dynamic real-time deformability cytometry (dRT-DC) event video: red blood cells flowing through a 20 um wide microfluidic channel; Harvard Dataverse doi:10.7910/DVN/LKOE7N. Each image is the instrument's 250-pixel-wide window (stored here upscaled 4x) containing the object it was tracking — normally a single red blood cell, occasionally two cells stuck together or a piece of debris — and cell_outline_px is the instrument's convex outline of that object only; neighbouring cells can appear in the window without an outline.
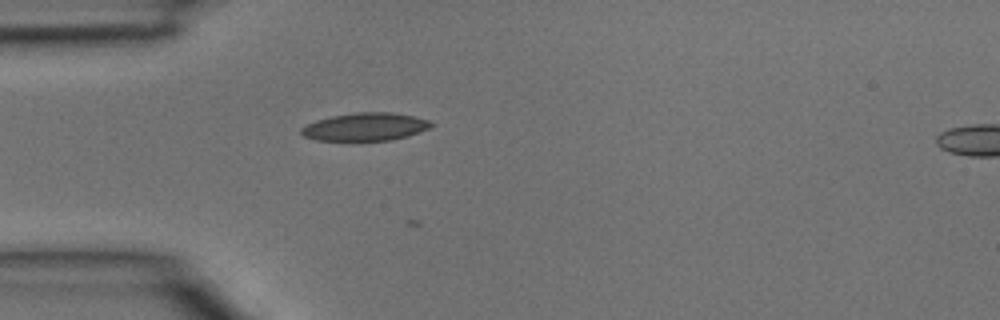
{"species": "common noctule bat (a hibernating species)", "species_latin": "Nyctalus noctula", "temperature_condition": "room temperature", "stored_images_in_passage": 14, "camera_frame_rate_fps": 3000, "um_per_image_px": 0.085, "animal": {"sex": "male", "body_mass_g": 15.6}, "frame": {"image": 1, "passage_image": 3, "time_ms": 0.667, "image_size_px": [1000, 320], "cell_outline_px": [[432, 124], [428, 128], [420, 132], [408, 136], [392, 140], [316, 140], [304, 136], [300, 132], [300, 128], [316, 120], [332, 116], [356, 112], [392, 112], [412, 116], [428, 120]], "centroid_in_image_um": [31.03, 10.77], "position_along_channel_um": 54.0, "area_um2": 20.92}}
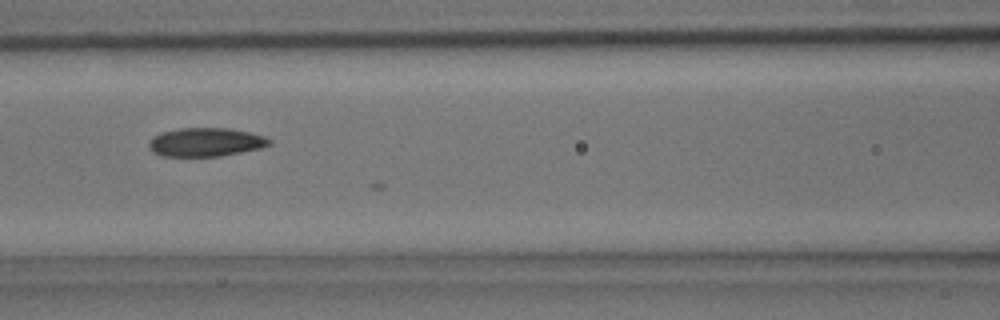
{"frame": {"image": 2, "passage_image": 9, "time_ms": 2.667, "image_size_px": [1000, 320], "cell_outline_px": [[272, 144], [260, 148], [220, 156], [160, 156], [152, 152], [148, 148], [148, 140], [160, 132], [180, 128], [228, 128], [248, 132], [264, 136], [272, 140]], "centroid_in_image_um": [17.44, 12.08], "position_along_channel_um": 149.2, "area_um2": 20.23}}